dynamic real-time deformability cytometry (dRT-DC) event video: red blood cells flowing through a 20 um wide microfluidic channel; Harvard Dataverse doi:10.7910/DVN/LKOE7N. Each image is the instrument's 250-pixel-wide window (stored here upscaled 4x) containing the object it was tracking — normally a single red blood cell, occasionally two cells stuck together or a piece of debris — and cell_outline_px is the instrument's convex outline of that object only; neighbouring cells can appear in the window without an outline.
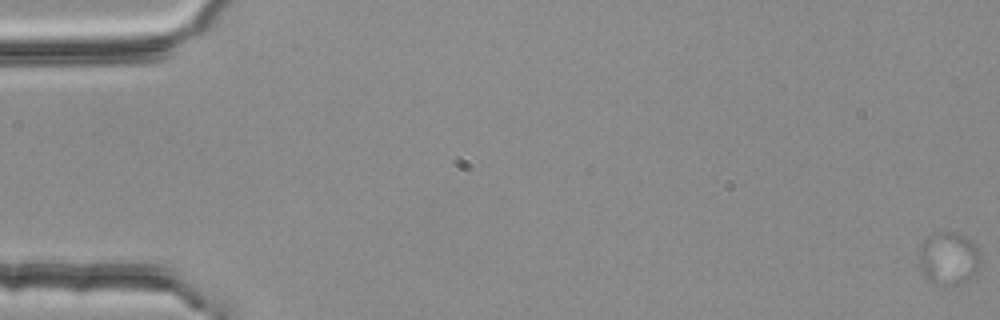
{"species": "common noctule bat (a hibernating species)", "species_latin": "Nyctalus noctula", "temperature_condition": "room temperature", "stored_images_in_passage": 5, "camera_frame_rate_fps": 3000, "um_per_image_px": 0.085, "animal": {"sex": "female", "body_mass_g": 25.1}, "frame": {"image": 1, "passage_image": 1, "time_ms": 0.0, "image_size_px": [1000, 320], "cell_outline_px": [[980, 260], [976, 272], [968, 280], [956, 284], [944, 284], [928, 280], [920, 264], [920, 252], [924, 240], [928, 236], [936, 232], [956, 232], [972, 240], [980, 252]], "centroid_in_image_um": [80.67, 21.92], "position_along_channel_um": 4.3, "area_um2": 18.5}}